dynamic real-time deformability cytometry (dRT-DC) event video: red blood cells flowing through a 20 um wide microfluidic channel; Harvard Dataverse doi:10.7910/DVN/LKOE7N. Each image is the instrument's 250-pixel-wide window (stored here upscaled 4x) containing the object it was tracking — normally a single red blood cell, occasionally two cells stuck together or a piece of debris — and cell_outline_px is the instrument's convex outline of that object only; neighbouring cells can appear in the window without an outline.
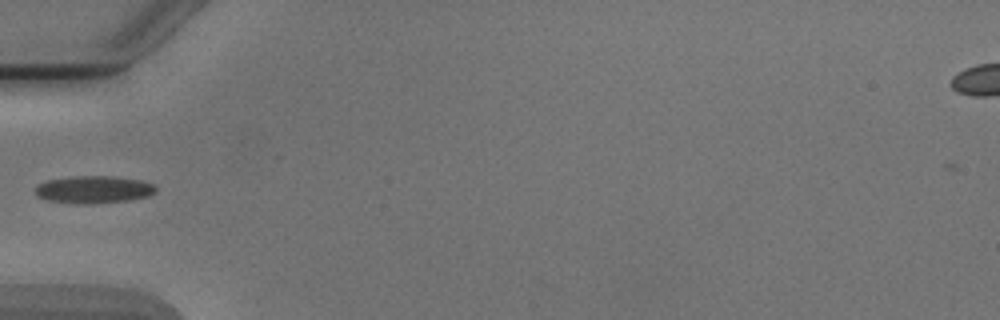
{"species": "Egyptian fruit bat (a non-hibernating species)", "species_latin": "Rousettus aegyptiacus", "temperature_condition": "cold", "stored_images_in_passage": 6, "camera_frame_rate_fps": 3000, "um_per_image_px": 0.085, "animal": {"sex": "male"}, "frame": {"image": 1, "passage_image": 5, "time_ms": 5.0, "image_size_px": [1000, 320], "cell_outline_px": [[156, 192], [148, 196], [128, 200], [92, 204], [80, 204], [48, 200], [36, 196], [32, 192], [32, 188], [36, 184], [48, 180], [72, 176], [112, 176], [140, 180], [156, 184]], "centroid_in_image_um": [7.91, 16.11], "position_along_channel_um": 77.1, "area_um2": 19.59}}
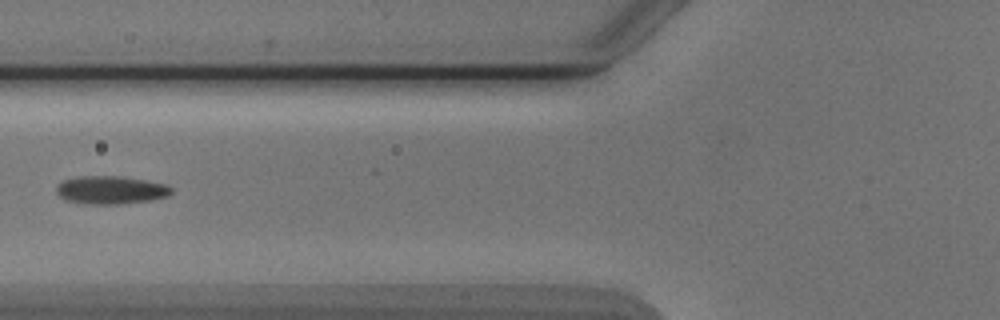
{"frame": {"image": 2, "passage_image": 6, "time_ms": 6.0, "image_size_px": [1000, 320], "cell_outline_px": [[172, 192], [168, 196], [148, 200], [124, 204], [88, 204], [64, 200], [56, 192], [56, 184], [64, 180], [80, 176], [120, 176], [168, 184], [172, 188]], "centroid_in_image_um": [9.4, 16.15], "position_along_channel_um": 116.4, "area_um2": 18.9}}